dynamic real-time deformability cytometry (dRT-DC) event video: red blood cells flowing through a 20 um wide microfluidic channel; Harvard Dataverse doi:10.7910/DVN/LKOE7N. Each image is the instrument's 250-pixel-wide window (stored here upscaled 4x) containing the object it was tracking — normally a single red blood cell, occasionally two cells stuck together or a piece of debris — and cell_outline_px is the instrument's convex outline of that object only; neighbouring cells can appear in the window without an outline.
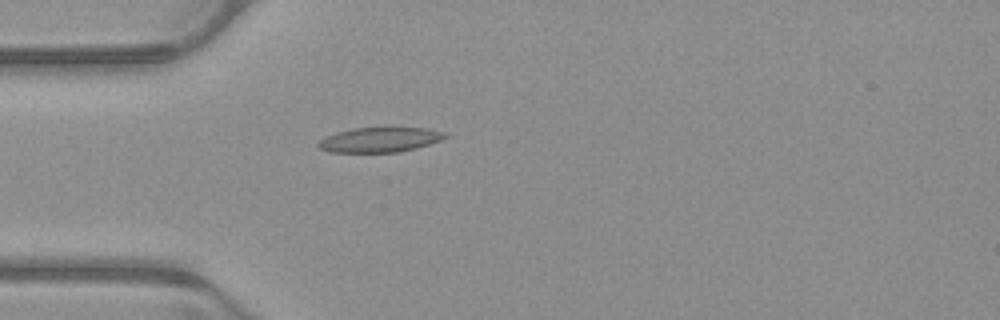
{"species": "common noctule bat (a hibernating species)", "species_latin": "Nyctalus noctula", "temperature_condition": "warm", "stored_images_in_passage": 38, "camera_frame_rate_fps": 3000, "um_per_image_px": 0.085, "animal": {"sex": "male", "body_mass_g": 23.1, "forearm_length_mm": 52.7}, "frame": {"image": 1, "passage_image": 1, "time_ms": 0.0, "image_size_px": [1000, 320], "cell_outline_px": [[448, 136], [440, 140], [416, 148], [400, 152], [332, 152], [320, 148], [316, 144], [324, 136], [352, 128], [428, 128], [444, 132]], "centroid_in_image_um": [32.27, 11.88], "position_along_channel_um": 52.7, "area_um2": 18.21}}
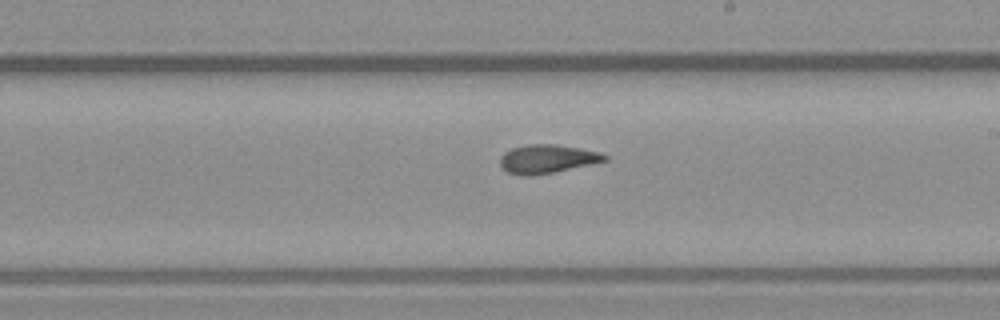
{"frame": {"image": 2, "passage_image": 16, "time_ms": 5.0, "image_size_px": [1000, 320], "cell_outline_px": [[608, 160], [592, 164], [532, 176], [520, 176], [508, 172], [500, 168], [500, 156], [504, 152], [512, 148], [528, 144], [556, 144], [580, 148], [600, 152], [608, 156]], "centroid_in_image_um": [46.49, 13.51], "position_along_channel_um": 242.5, "area_um2": 17.57}}
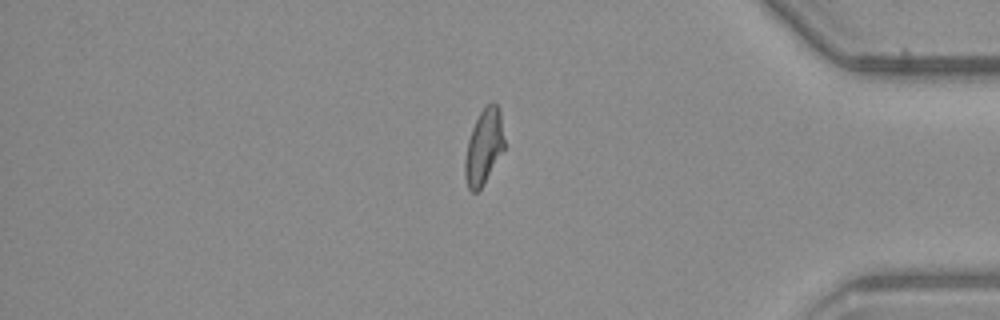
{"frame": {"image": 3, "passage_image": 30, "time_ms": 9.667, "image_size_px": [1000, 320], "cell_outline_px": [[504, 148], [480, 188], [476, 192], [472, 192], [468, 188], [464, 176], [464, 160], [468, 140], [472, 128], [480, 112], [492, 100], [500, 108], [504, 140]], "centroid_in_image_um": [41.11, 12.44], "position_along_channel_um": 394.1, "area_um2": 16.99}, "authors_computed_cell_mechanics": {"area_um2": 17.5712, "velocity_mm_per_s": 3.9255, "shape_relaxation_time_tau1_ms": null, "shape_relaxation_time_tau2_ms": 2.9962, "deformation_change_tau1": null, "deformation_change_tau2": 0.1059}}